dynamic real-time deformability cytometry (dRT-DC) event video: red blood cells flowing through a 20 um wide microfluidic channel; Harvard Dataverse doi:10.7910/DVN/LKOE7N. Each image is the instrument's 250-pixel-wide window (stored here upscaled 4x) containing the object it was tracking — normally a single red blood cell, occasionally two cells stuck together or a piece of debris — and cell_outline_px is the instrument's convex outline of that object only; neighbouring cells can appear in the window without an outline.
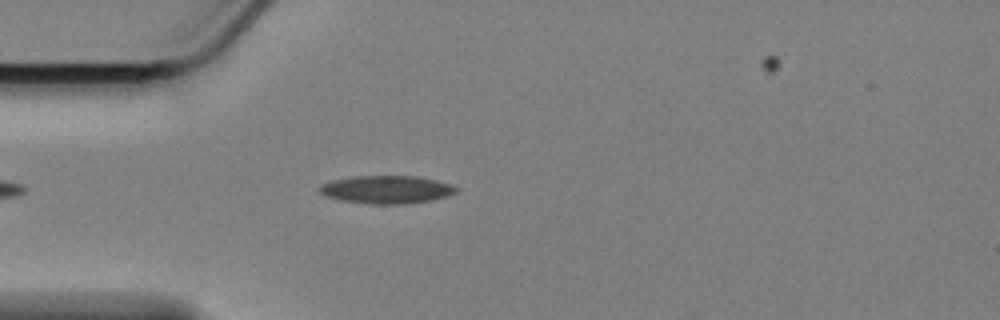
{"species": "Egyptian fruit bat (a non-hibernating species)", "species_latin": "Rousettus aegyptiacus", "temperature_condition": "cold", "stored_images_in_passage": 16, "camera_frame_rate_fps": 3000, "um_per_image_px": 0.085, "animal": {"sex": "female"}, "frame": {"image": 1, "passage_image": 7, "time_ms": 2.0, "image_size_px": [1000, 320], "cell_outline_px": [[460, 192], [448, 196], [432, 200], [404, 204], [372, 204], [340, 200], [324, 196], [316, 188], [320, 184], [332, 180], [356, 176], [416, 176], [436, 180], [452, 184], [460, 188]], "centroid_in_image_um": [32.88, 16.11], "position_along_channel_um": 52.1, "area_um2": 22.6}}
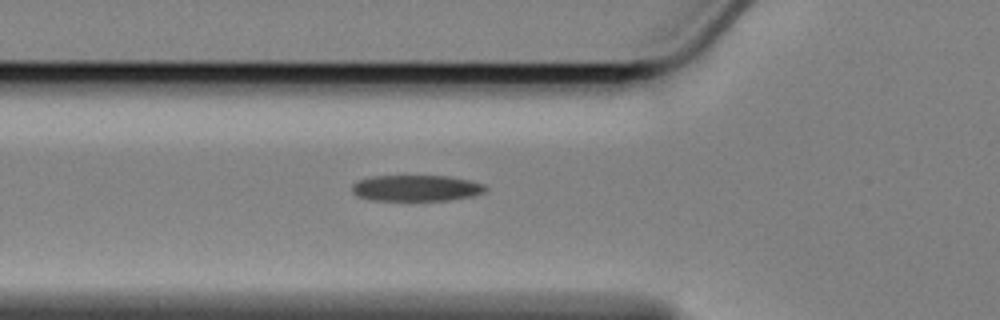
{"frame": {"image": 2, "passage_image": 11, "time_ms": 3.333, "image_size_px": [1000, 320], "cell_outline_px": [[488, 188], [484, 192], [472, 196], [452, 200], [368, 200], [356, 196], [352, 192], [352, 184], [360, 180], [372, 176], [448, 176], [468, 180], [484, 184]], "centroid_in_image_um": [35.37, 15.99], "position_along_channel_um": 90.4, "area_um2": 20.35}}
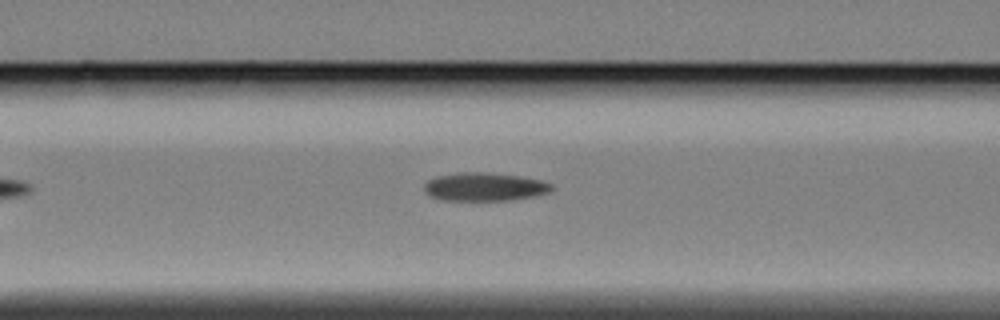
{"frame": {"image": 3, "passage_image": 14, "time_ms": 4.333, "image_size_px": [1000, 320], "cell_outline_px": [[552, 192], [536, 196], [512, 200], [440, 200], [428, 196], [424, 192], [424, 184], [428, 180], [436, 176], [464, 172], [488, 172], [516, 176], [540, 180], [552, 184]], "centroid_in_image_um": [41.16, 15.89], "position_along_channel_um": 125.4, "area_um2": 21.15}}